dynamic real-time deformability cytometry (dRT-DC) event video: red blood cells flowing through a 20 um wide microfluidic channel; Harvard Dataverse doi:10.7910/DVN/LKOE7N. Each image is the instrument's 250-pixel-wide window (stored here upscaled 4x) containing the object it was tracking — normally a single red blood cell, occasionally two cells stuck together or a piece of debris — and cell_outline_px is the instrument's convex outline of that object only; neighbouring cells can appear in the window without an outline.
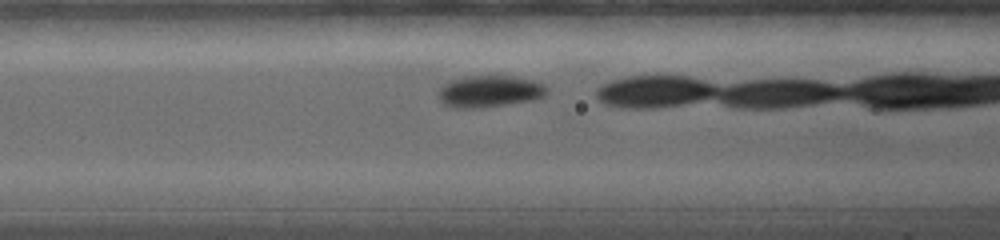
{"species": "common noctule bat (a hibernating species)", "species_latin": "Nyctalus noctula", "temperature_condition": "warm", "stored_images_in_passage": 26, "camera_frame_rate_fps": 5000, "um_per_image_px": 0.085, "animal": {"sex": "female", "body_mass_g": 19.0, "forearm_length_mm": 56.7}, "frame": {"image": 1, "passage_image": 5, "time_ms": 1.4, "image_size_px": [1000, 240], "cell_outline_px": [[548, 92], [544, 96], [528, 100], [484, 108], [452, 108], [444, 104], [440, 96], [440, 88], [444, 84], [452, 80], [464, 76], [512, 76], [532, 80], [544, 84], [548, 88]], "centroid_in_image_um": [41.62, 7.76], "position_along_channel_um": 125.0, "area_um2": 19.88}}
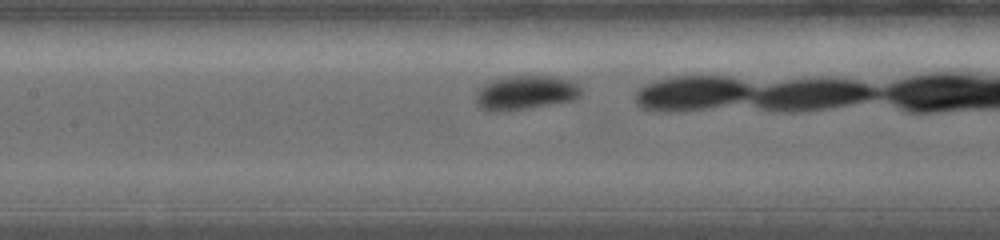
{"frame": {"image": 2, "passage_image": 8, "time_ms": 2.4, "image_size_px": [1000, 240], "cell_outline_px": [[580, 92], [572, 100], [524, 108], [496, 112], [492, 112], [480, 108], [476, 100], [480, 88], [484, 84], [492, 80], [508, 76], [556, 76], [568, 80], [576, 84], [580, 88]], "centroid_in_image_um": [44.62, 7.86], "position_along_channel_um": 162.8, "area_um2": 20.35}}